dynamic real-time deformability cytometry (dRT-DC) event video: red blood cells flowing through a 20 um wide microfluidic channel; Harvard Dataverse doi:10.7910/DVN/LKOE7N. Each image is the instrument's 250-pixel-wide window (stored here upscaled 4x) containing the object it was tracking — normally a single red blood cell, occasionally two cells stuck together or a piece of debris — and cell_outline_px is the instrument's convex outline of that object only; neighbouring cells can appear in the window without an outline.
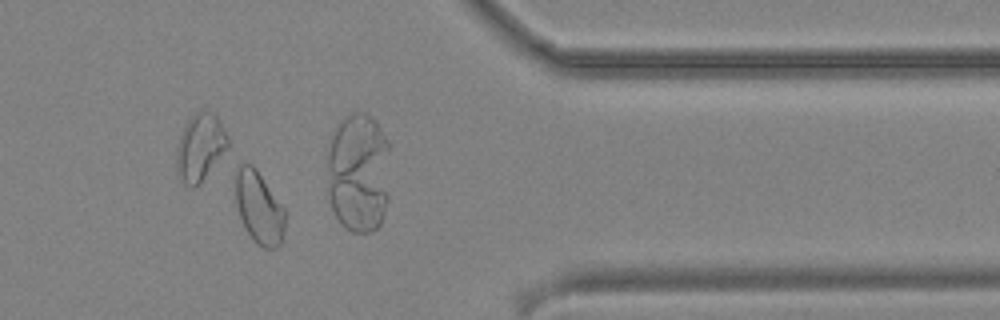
{"species": "common noctule bat (a hibernating species)", "species_latin": "Nyctalus noctula", "temperature_condition": "cold", "stored_images_in_passage": 33, "camera_frame_rate_fps": 3000, "um_per_image_px": 0.085, "animal": {"sex": "male", "body_mass_g": 19.2, "forearm_length_mm": 51.8}, "frame": {"image": 1, "passage_image": 24, "time_ms": 7.667, "image_size_px": [1000, 320], "cell_outline_px": [[288, 212], [284, 232], [280, 244], [276, 248], [264, 248], [244, 228], [236, 204], [236, 172], [240, 164], [252, 164], [256, 168]], "centroid_in_image_um": [22.06, 17.63], "position_along_channel_um": 389.3, "area_um2": 20.98}}